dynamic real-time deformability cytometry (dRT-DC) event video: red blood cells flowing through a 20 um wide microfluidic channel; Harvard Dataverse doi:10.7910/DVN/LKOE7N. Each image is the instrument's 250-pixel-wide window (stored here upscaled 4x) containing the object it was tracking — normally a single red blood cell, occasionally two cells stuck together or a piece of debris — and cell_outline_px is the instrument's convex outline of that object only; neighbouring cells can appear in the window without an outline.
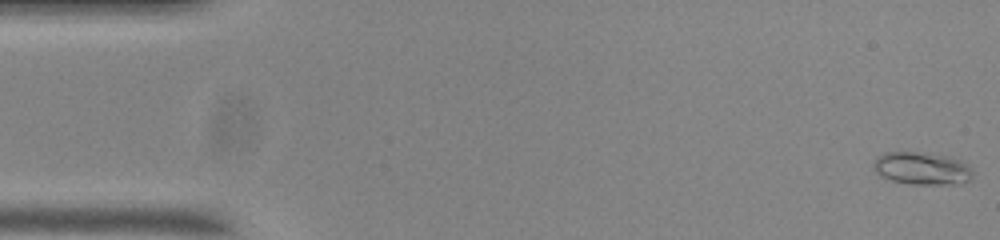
{"species": "common noctule bat (a hibernating species)", "species_latin": "Nyctalus noctula", "temperature_condition": "room temperature", "stored_images_in_passage": 55, "camera_frame_rate_fps": 3000, "um_per_image_px": 0.085, "animal": {"sex": "male", "body_mass_g": 20.0, "forearm_length_mm": 53.3}, "frame": {"image": 1, "passage_image": 1, "time_ms": 0.0, "image_size_px": [1000, 240], "cell_outline_px": [[972, 176], [968, 180], [952, 184], [912, 184], [892, 180], [880, 176], [876, 172], [872, 164], [876, 156], [884, 152], [916, 152], [948, 156], [960, 160], [972, 168]], "centroid_in_image_um": [78.32, 14.3], "position_along_channel_um": 6.7, "area_um2": 18.79}}
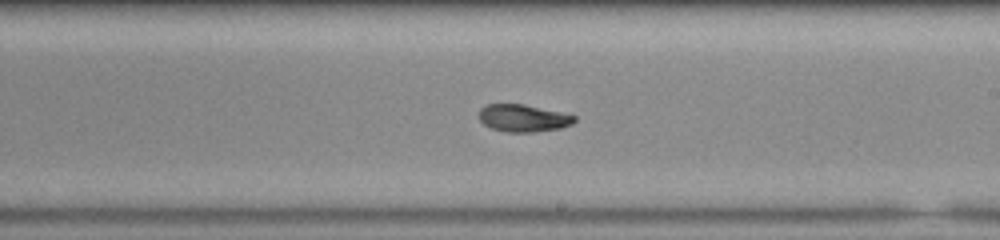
{"frame": {"image": 2, "passage_image": 31, "time_ms": 10.0, "image_size_px": [1000, 240], "cell_outline_px": [[576, 120], [572, 124], [560, 128], [532, 132], [508, 132], [492, 128], [484, 124], [480, 120], [480, 108], [488, 104], [524, 104], [560, 112], [576, 116]], "centroid_in_image_um": [44.48, 10.04], "position_along_channel_um": 244.5, "area_um2": 15.03}}
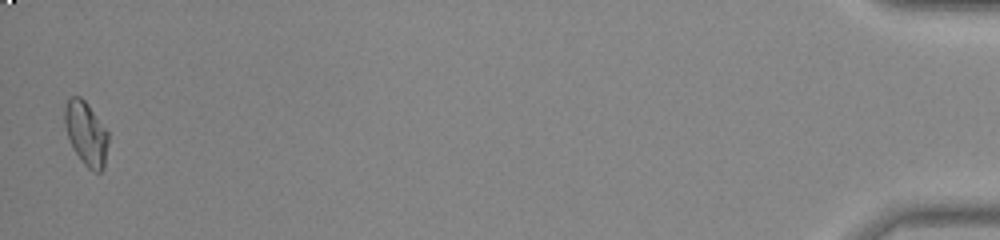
{"frame": {"image": 3, "passage_image": 54, "time_ms": 17.667, "image_size_px": [1000, 240], "cell_outline_px": [[108, 144], [104, 168], [100, 172], [92, 172], [80, 160], [72, 148], [64, 124], [64, 108], [68, 96], [80, 96], [88, 104], [108, 132]], "centroid_in_image_um": [7.3, 11.35], "position_along_channel_um": 427.9, "area_um2": 16.42}, "authors_computed_cell_mechanics": {"area_um2": 15.7216, "velocity_mm_per_s": 3.7089, "shape_relaxation_time_tau1_ms": 8.9602, "shape_relaxation_time_tau2_ms": 3.0322, "deformation_change_tau1": 0.2187, "deformation_change_tau2": 0.0683}}